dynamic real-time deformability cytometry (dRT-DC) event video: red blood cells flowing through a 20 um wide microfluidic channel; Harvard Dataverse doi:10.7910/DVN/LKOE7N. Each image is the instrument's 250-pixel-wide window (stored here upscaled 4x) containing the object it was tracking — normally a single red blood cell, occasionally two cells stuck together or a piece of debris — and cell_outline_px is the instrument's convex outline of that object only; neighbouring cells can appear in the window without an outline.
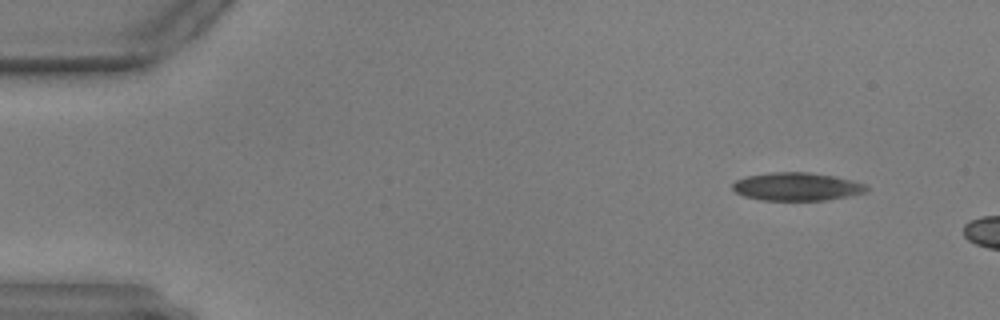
{"species": "common noctule bat (a hibernating species)", "species_latin": "Nyctalus noctula", "temperature_condition": "warm", "stored_images_in_passage": 5, "camera_frame_rate_fps": 3000, "um_per_image_px": 0.085, "animal": {"sex": "male", "body_mass_g": 17.9, "forearm_length_mm": 54.2}, "frame": {"image": 1, "passage_image": 1, "time_ms": 0.0, "image_size_px": [1000, 320], "cell_outline_px": [[868, 188], [864, 192], [852, 196], [828, 200], [760, 200], [744, 196], [736, 192], [732, 188], [732, 184], [736, 180], [748, 176], [772, 172], [808, 172], [836, 176], [852, 180], [864, 184]], "centroid_in_image_um": [67.74, 15.86], "position_along_channel_um": 17.3, "area_um2": 21.96}}